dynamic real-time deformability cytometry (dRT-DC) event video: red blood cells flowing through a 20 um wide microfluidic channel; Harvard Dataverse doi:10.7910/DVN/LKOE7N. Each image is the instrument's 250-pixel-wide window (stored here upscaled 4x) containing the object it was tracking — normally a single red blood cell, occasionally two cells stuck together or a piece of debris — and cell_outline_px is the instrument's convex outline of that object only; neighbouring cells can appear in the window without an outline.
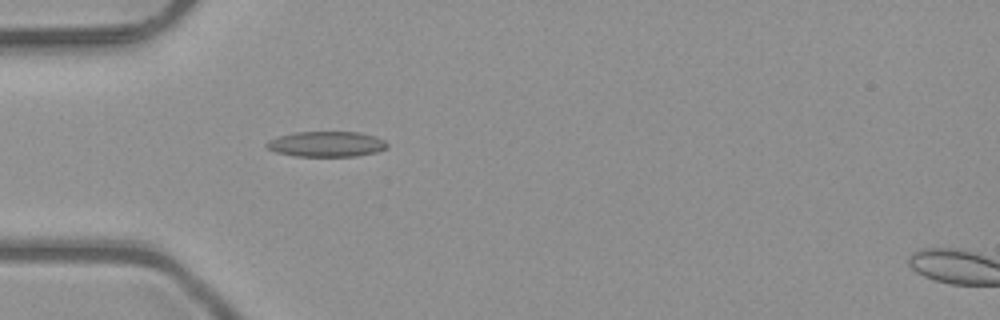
{"species": "common noctule bat (a hibernating species)", "species_latin": "Nyctalus noctula", "temperature_condition": "room temperature", "stored_images_in_passage": 7, "camera_frame_rate_fps": 3000, "um_per_image_px": 0.085, "animal": {"sex": "male", "body_mass_g": 23.1, "forearm_length_mm": 52.7}, "frame": {"image": 1, "passage_image": 6, "time_ms": 1.667, "image_size_px": [1000, 320], "cell_outline_px": [[388, 148], [376, 152], [356, 156], [296, 156], [276, 152], [268, 148], [264, 144], [268, 140], [280, 136], [296, 132], [360, 132], [376, 136], [384, 140], [388, 144]], "centroid_in_image_um": [27.78, 12.24], "position_along_channel_um": 57.2, "area_um2": 17.86}}